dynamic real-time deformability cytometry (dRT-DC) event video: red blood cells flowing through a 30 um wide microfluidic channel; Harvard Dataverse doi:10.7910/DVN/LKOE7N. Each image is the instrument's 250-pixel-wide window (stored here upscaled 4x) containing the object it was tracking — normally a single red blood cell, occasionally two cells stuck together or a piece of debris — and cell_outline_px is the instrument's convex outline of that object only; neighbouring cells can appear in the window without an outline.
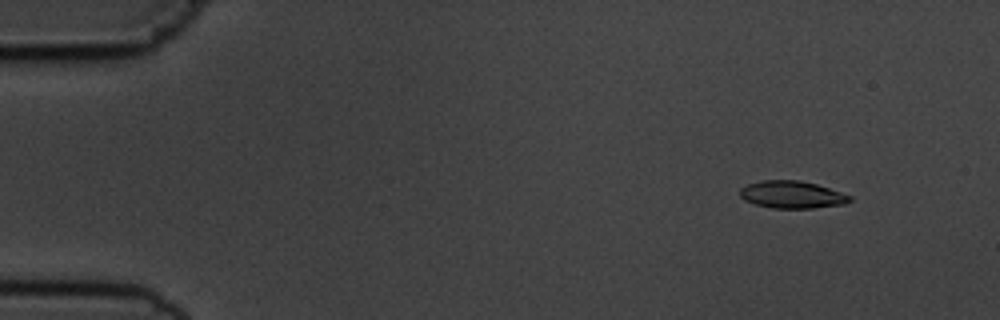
{"species": "common noctule bat (a hibernating species)", "species_latin": "Nyctalus noctula", "temperature_condition": "cold", "stored_images_in_passage": 5, "camera_frame_rate_fps": 3000, "um_per_image_px": 0.085, "animal": {"sex": "male", "body_mass_g": 19.5, "forearm_length_mm": 54.6}, "frame": {"image": 1, "passage_image": 2, "time_ms": 1.0, "image_size_px": [1000, 320], "cell_outline_px": [[852, 200], [844, 204], [812, 208], [772, 208], [756, 204], [744, 200], [740, 196], [740, 188], [748, 184], [760, 180], [800, 180], [816, 184], [852, 196]], "centroid_in_image_um": [67.3, 16.54], "position_along_channel_um": 17.7, "area_um2": 17.46}}
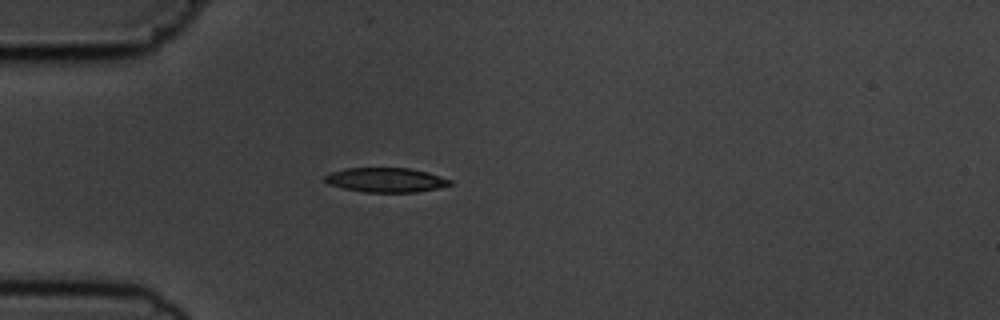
{"frame": {"image": 2, "passage_image": 4, "time_ms": 4.333, "image_size_px": [1000, 320], "cell_outline_px": [[452, 184], [436, 188], [416, 192], [364, 192], [344, 188], [328, 184], [324, 180], [324, 176], [332, 172], [344, 168], [408, 168], [428, 172], [452, 180]], "centroid_in_image_um": [32.79, 15.29], "position_along_channel_um": 52.2, "area_um2": 17.74}}